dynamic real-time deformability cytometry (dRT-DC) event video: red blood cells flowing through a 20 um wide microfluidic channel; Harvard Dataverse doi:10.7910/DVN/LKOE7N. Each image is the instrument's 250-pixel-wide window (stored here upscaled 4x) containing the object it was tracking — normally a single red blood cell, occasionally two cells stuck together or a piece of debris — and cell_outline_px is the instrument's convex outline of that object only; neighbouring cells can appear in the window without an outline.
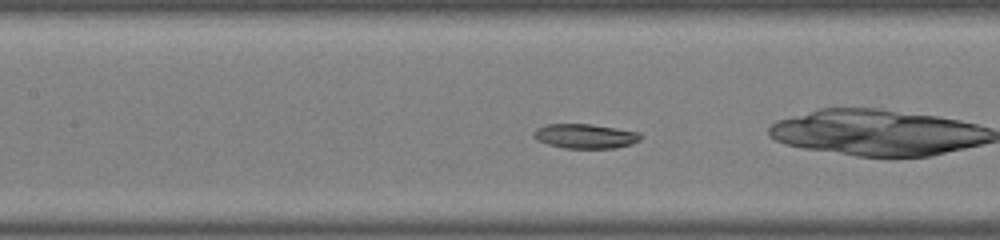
{"species": "common noctule bat (a hibernating species)", "species_latin": "Nyctalus noctula", "temperature_condition": "warm", "stored_images_in_passage": 40, "camera_frame_rate_fps": 3000, "um_per_image_px": 0.085, "animal": {"sex": "male", "body_mass_g": 19.0, "forearm_length_mm": 50.8}, "frame": {"image": 1, "passage_image": 13, "time_ms": 4.0, "image_size_px": [1000, 240], "cell_outline_px": [[644, 136], [640, 140], [632, 144], [612, 148], [564, 148], [548, 144], [536, 140], [532, 136], [532, 132], [536, 128], [548, 124], [592, 124], [640, 132]], "centroid_in_image_um": [49.74, 11.57], "position_along_channel_um": 157.7, "area_um2": 15.43}}
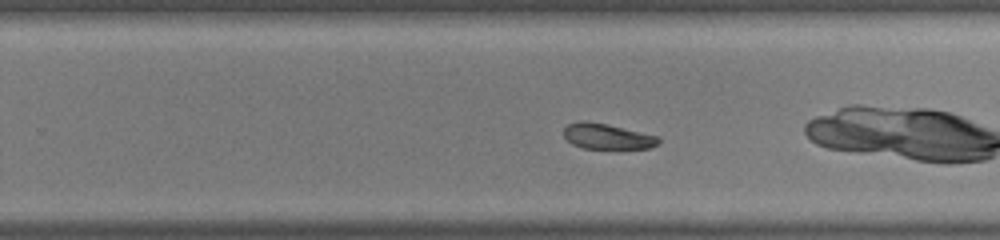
{"frame": {"image": 2, "passage_image": 22, "time_ms": 7.0, "image_size_px": [1000, 240], "cell_outline_px": [[660, 140], [652, 148], [620, 152], [584, 148], [572, 144], [564, 136], [564, 128], [568, 124], [580, 120], [584, 120], [608, 124], [656, 136]], "centroid_in_image_um": [51.63, 11.65], "position_along_channel_um": 278.2, "area_um2": 14.85}}
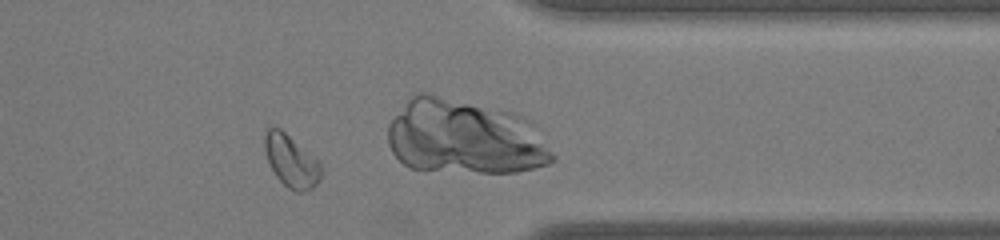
{"frame": {"image": 3, "passage_image": 31, "time_ms": 10.0, "image_size_px": [1000, 240], "cell_outline_px": [[324, 168], [320, 180], [312, 188], [304, 192], [296, 192], [288, 188], [276, 176], [268, 160], [264, 148], [264, 132], [268, 128], [280, 128], [316, 160]], "centroid_in_image_um": [24.75, 13.72], "position_along_channel_um": 386.6, "area_um2": 16.88}}